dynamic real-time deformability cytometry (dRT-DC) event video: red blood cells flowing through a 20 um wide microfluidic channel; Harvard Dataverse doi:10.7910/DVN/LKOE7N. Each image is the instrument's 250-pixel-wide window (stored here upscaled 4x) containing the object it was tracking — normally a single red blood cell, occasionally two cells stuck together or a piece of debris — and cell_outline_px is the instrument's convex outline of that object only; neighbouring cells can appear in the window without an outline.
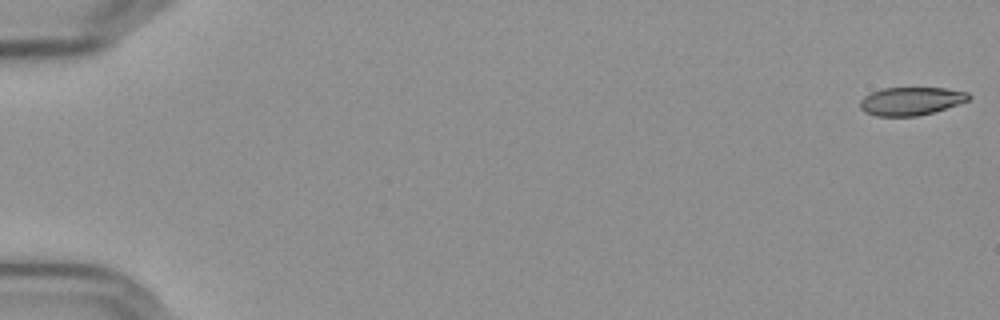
{"species": "Egyptian fruit bat (a non-hibernating species)", "species_latin": "Rousettus aegyptiacus", "temperature_condition": "cold", "stored_images_in_passage": 57, "camera_frame_rate_fps": 3000, "um_per_image_px": 0.085, "frame": {"image": 1, "passage_image": 1, "time_ms": 0.0, "image_size_px": [1000, 320], "cell_outline_px": [[972, 96], [968, 100], [932, 112], [916, 116], [876, 116], [864, 112], [860, 108], [860, 100], [864, 96], [872, 92], [884, 88], [944, 88], [968, 92]], "centroid_in_image_um": [77.4, 8.59], "position_along_channel_um": 7.6, "area_um2": 17.63}}
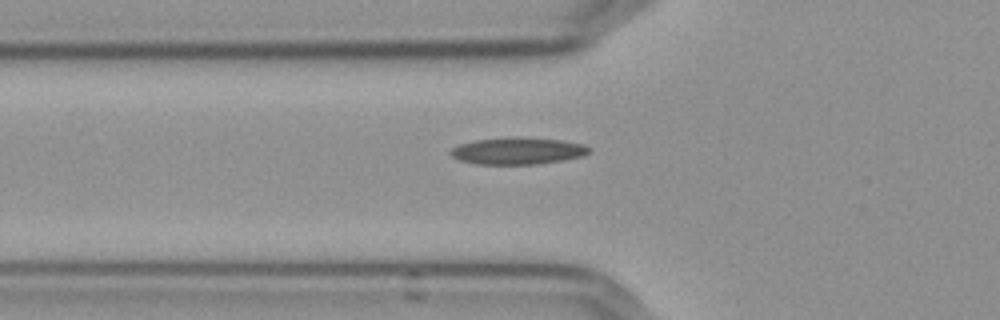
{"frame": {"image": 2, "passage_image": 21, "time_ms": 6.667, "image_size_px": [1000, 320], "cell_outline_px": [[592, 148], [584, 156], [564, 160], [540, 164], [476, 164], [460, 160], [452, 156], [448, 152], [452, 148], [460, 144], [476, 140], [564, 140], [584, 144]], "centroid_in_image_um": [44.05, 12.88], "position_along_channel_um": 81.8, "area_um2": 20.69}}
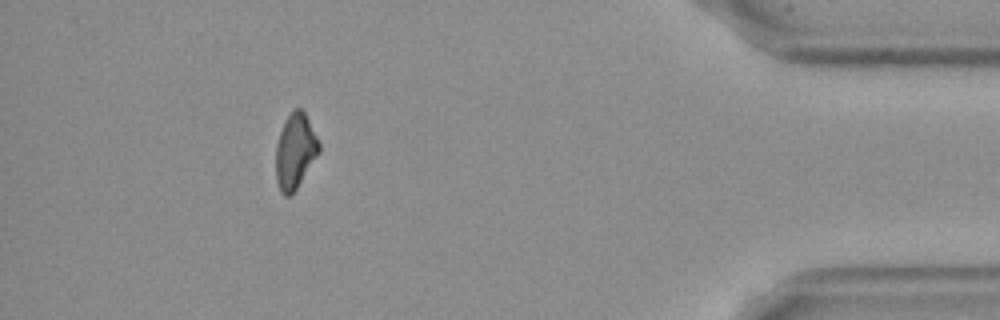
{"frame": {"image": 3, "passage_image": 52, "time_ms": 17.0, "image_size_px": [1000, 320], "cell_outline_px": [[320, 152], [296, 188], [288, 196], [284, 196], [280, 192], [276, 180], [276, 144], [284, 120], [292, 108], [300, 108], [304, 112], [320, 144]], "centroid_in_image_um": [25.07, 12.83], "position_along_channel_um": 410.1, "area_um2": 18.79}, "authors_computed_cell_mechanics": {"area_um2": 20.1722, "velocity_mm_per_s": 3.6363, "shape_relaxation_time_tau1_ms": 7.9517, "shape_relaxation_time_tau2_ms": 5.6514, "deformation_change_tau1": 0.2016, "deformation_change_tau2": 0.1225}}